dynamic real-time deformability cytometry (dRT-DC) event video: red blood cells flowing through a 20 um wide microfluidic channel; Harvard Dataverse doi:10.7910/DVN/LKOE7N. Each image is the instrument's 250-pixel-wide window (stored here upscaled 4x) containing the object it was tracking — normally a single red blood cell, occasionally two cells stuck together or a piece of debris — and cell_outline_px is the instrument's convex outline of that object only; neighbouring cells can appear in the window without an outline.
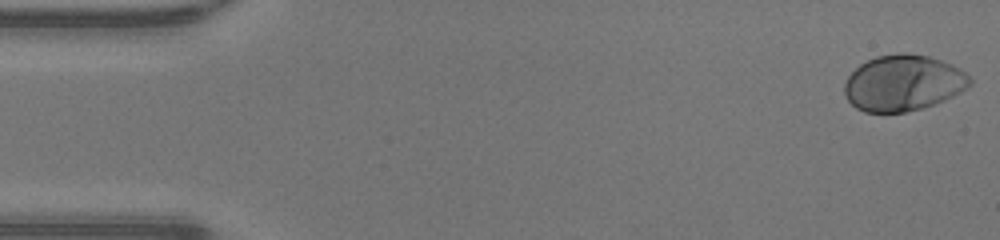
{"species": "human", "species_latin": "Homo sapiens", "temperature_condition": "warm", "stored_images_in_passage": 48, "camera_frame_rate_fps": 3000, "um_per_image_px": 0.085, "donor": {"sex": "male"}, "frame": {"image": 1, "passage_image": 1, "time_ms": 0.0, "image_size_px": [1000, 240], "cell_outline_px": [[972, 84], [968, 88], [944, 100], [920, 108], [904, 112], [864, 112], [856, 108], [848, 100], [844, 92], [844, 84], [848, 76], [860, 64], [876, 56], [904, 52], [928, 56], [952, 64], [960, 68], [972, 80]], "centroid_in_image_um": [76.77, 7.04], "position_along_channel_um": 8.2, "area_um2": 40.81}}
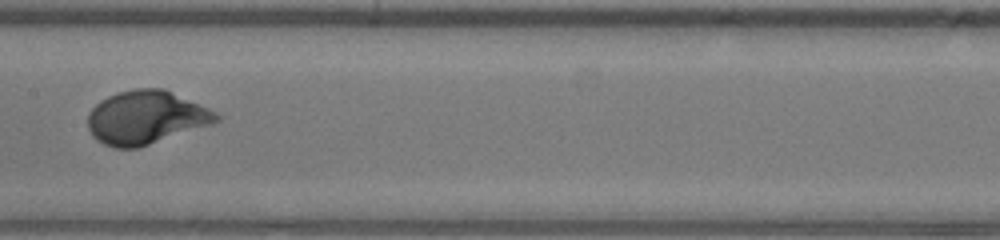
{"frame": {"image": 2, "passage_image": 24, "time_ms": 7.667, "image_size_px": [1000, 240], "cell_outline_px": [[220, 120], [212, 124], [136, 148], [116, 148], [104, 144], [96, 140], [92, 136], [88, 128], [88, 112], [100, 100], [116, 92], [136, 88], [164, 88], [208, 108], [216, 112], [220, 116]], "centroid_in_image_um": [12.38, 9.97], "position_along_channel_um": 195.0, "area_um2": 39.88}}
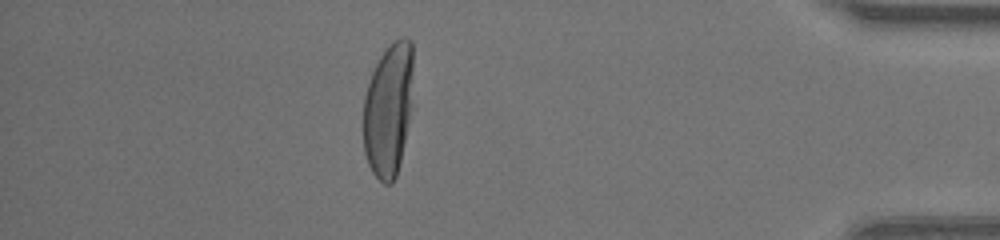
{"frame": {"image": 3, "passage_image": 42, "time_ms": 13.667, "image_size_px": [1000, 240], "cell_outline_px": [[412, 72], [408, 116], [404, 140], [400, 160], [396, 176], [392, 184], [384, 184], [372, 172], [368, 164], [364, 152], [364, 96], [372, 72], [380, 56], [400, 36], [404, 36], [412, 40]], "centroid_in_image_um": [32.98, 9.32], "position_along_channel_um": 402.2, "area_um2": 37.86}, "authors_computed_cell_mechanics": {"area_um2": 39.304, "velocity_mm_per_s": 4.2626, "shape_relaxation_time_tau1_ms": 2.3303, "shape_relaxation_time_tau2_ms": null, "deformation_change_tau1": 0.1882, "deformation_change_tau2": null}}